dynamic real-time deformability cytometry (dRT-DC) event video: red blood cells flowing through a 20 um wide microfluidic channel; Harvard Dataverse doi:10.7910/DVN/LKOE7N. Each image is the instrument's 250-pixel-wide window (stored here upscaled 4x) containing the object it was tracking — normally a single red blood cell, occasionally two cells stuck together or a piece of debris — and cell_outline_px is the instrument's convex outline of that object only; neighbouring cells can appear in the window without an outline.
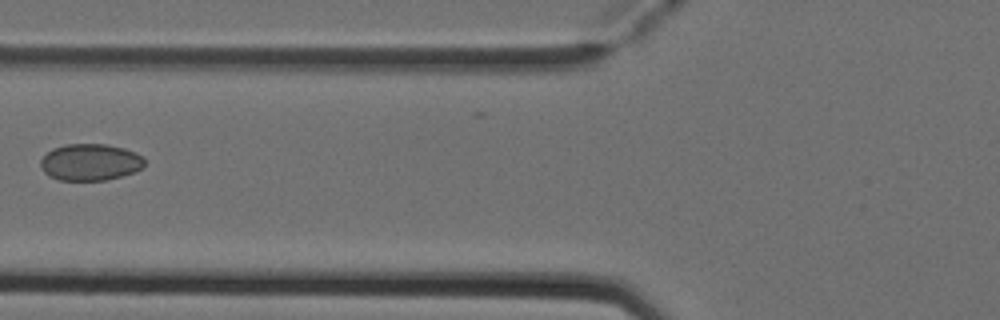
{"species": "Egyptian fruit bat (a non-hibernating species)", "species_latin": "Rousettus aegyptiacus", "temperature_condition": "cold", "stored_images_in_passage": 6, "camera_frame_rate_fps": 3000, "um_per_image_px": 0.085, "animal": {"sex": "female"}, "frame": {"image": 1, "passage_image": 5, "time_ms": 1.333, "image_size_px": [1000, 320], "cell_outline_px": [[144, 164], [136, 172], [104, 180], [60, 180], [48, 176], [44, 172], [40, 164], [40, 160], [52, 148], [64, 144], [104, 144], [124, 148], [136, 152], [144, 160]], "centroid_in_image_um": [7.64, 13.78], "position_along_channel_um": 118.2, "area_um2": 22.2}}
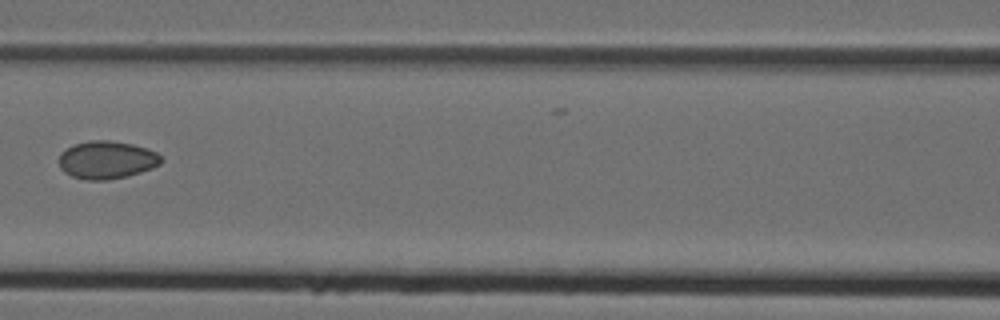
{"frame": {"image": 2, "passage_image": 6, "time_ms": 1.667, "image_size_px": [1000, 320], "cell_outline_px": [[160, 164], [152, 168], [128, 176], [108, 180], [84, 180], [72, 176], [64, 172], [60, 168], [60, 152], [72, 144], [92, 140], [108, 140], [132, 144], [148, 148], [156, 152], [160, 156]], "centroid_in_image_um": [9.05, 13.59], "position_along_channel_um": 157.6, "area_um2": 22.6}}